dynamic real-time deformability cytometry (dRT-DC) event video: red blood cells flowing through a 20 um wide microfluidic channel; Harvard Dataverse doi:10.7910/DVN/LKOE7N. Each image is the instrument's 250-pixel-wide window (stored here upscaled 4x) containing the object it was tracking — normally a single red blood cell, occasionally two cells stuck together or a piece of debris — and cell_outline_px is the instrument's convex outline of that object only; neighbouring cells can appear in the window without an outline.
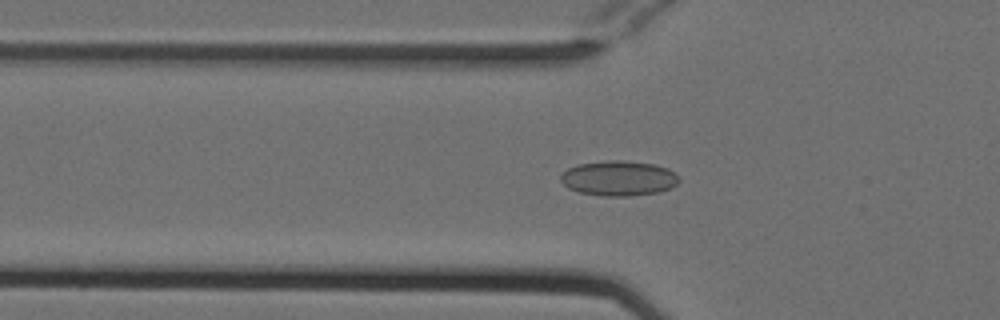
{"species": "Egyptian fruit bat (a non-hibernating species)", "species_latin": "Rousettus aegyptiacus", "temperature_condition": "cold", "stored_images_in_passage": 53, "camera_frame_rate_fps": 3000, "um_per_image_px": 0.085, "animal": {"sex": "female"}, "frame": {"image": 1, "passage_image": 18, "time_ms": 5.667, "image_size_px": [1000, 320], "cell_outline_px": [[680, 180], [672, 188], [660, 192], [628, 196], [604, 196], [580, 192], [568, 188], [560, 180], [560, 176], [568, 168], [576, 164], [612, 160], [620, 160], [656, 164], [668, 168]], "centroid_in_image_um": [52.59, 15.15], "position_along_channel_um": 73.2, "area_um2": 24.16}}
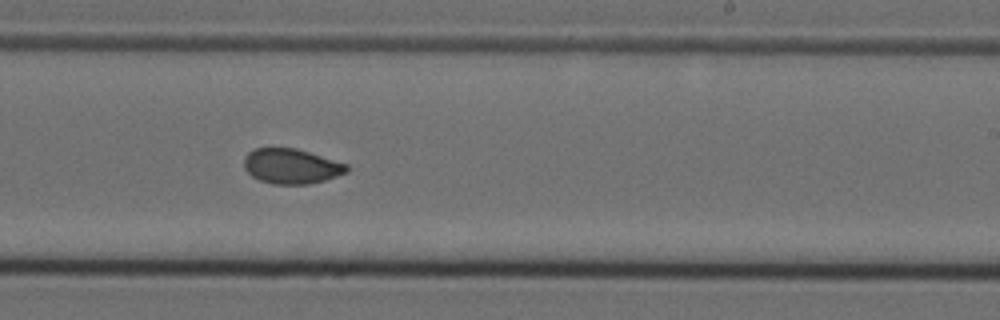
{"frame": {"image": 2, "passage_image": 33, "time_ms": 10.667, "image_size_px": [1000, 320], "cell_outline_px": [[348, 172], [324, 180], [308, 184], [272, 184], [260, 180], [252, 176], [244, 168], [244, 156], [248, 152], [256, 148], [296, 148], [348, 164]], "centroid_in_image_um": [24.75, 14.12], "position_along_channel_um": 264.2, "area_um2": 20.92}}
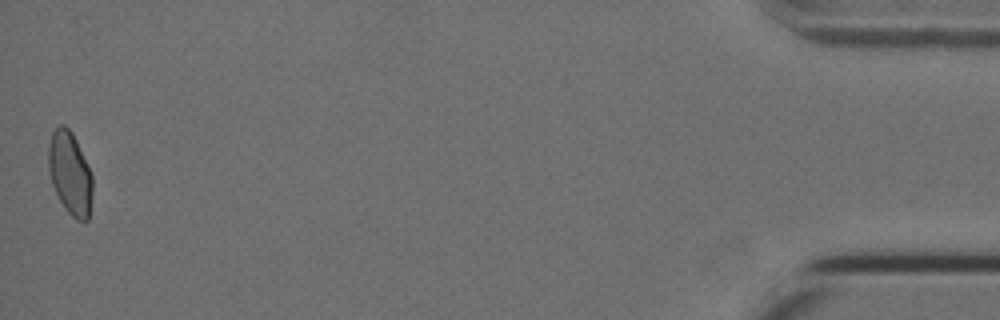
{"frame": {"image": 3, "passage_image": 53, "time_ms": 17.333, "image_size_px": [1000, 320], "cell_outline_px": [[92, 196], [88, 220], [76, 220], [64, 208], [52, 184], [48, 168], [48, 144], [52, 132], [60, 124], [64, 124], [72, 132], [76, 140], [92, 176]], "centroid_in_image_um": [5.94, 14.72], "position_along_channel_um": 429.3, "area_um2": 21.15}, "authors_computed_cell_mechanics": {"area_um2": 21.675, "velocity_mm_per_s": 3.8158, "shape_relaxation_time_tau1_ms": null, "shape_relaxation_time_tau2_ms": 0.9163, "deformation_change_tau1": null, "deformation_change_tau2": 0.039}}